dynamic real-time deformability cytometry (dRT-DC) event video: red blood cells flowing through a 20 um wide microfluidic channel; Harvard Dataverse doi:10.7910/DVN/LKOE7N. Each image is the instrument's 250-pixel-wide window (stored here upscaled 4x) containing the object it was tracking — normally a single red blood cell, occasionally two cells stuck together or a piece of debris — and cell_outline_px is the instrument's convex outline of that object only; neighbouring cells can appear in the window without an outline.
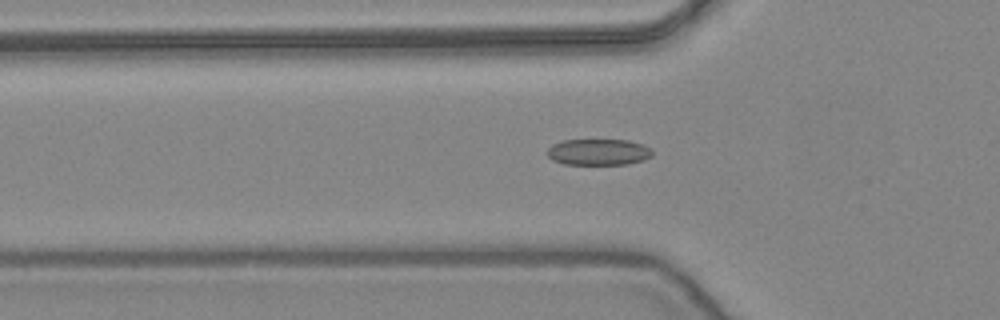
{"species": "common noctule bat (a hibernating species)", "species_latin": "Nyctalus noctula", "temperature_condition": "warm", "stored_images_in_passage": 16, "camera_frame_rate_fps": 3000, "um_per_image_px": 0.085, "animal": {"sex": "female", "body_mass_g": 24.6, "forearm_length_mm": 56.2}, "frame": {"image": 1, "passage_image": 2, "time_ms": 0.333, "image_size_px": [1000, 320], "cell_outline_px": [[652, 156], [644, 160], [628, 164], [564, 164], [552, 160], [548, 156], [548, 148], [552, 144], [564, 140], [628, 140], [652, 148]], "centroid_in_image_um": [50.88, 12.92], "position_along_channel_um": 74.9, "area_um2": 16.07}}
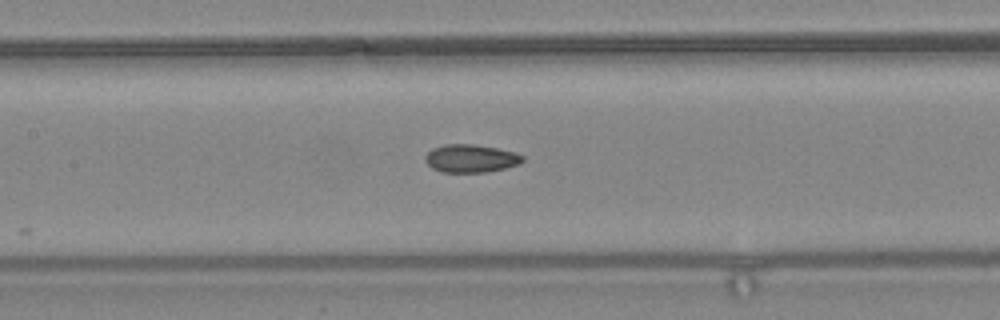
{"frame": {"image": 2, "passage_image": 9, "time_ms": 2.667, "image_size_px": [1000, 320], "cell_outline_px": [[524, 160], [520, 164], [504, 168], [484, 172], [440, 172], [432, 168], [424, 160], [424, 156], [432, 148], [444, 144], [472, 144], [496, 148], [516, 152], [524, 156]], "centroid_in_image_um": [40.0, 13.46], "position_along_channel_um": 167.4, "area_um2": 15.95}}
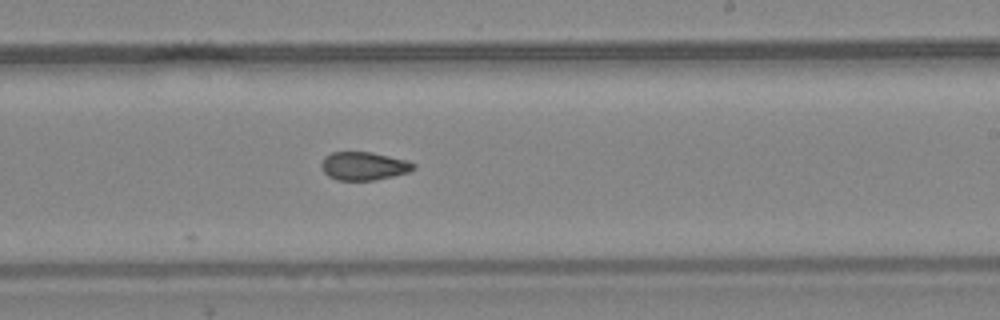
{"frame": {"image": 3, "passage_image": 16, "time_ms": 5.0, "image_size_px": [1000, 320], "cell_outline_px": [[416, 168], [408, 172], [376, 180], [336, 180], [328, 176], [320, 168], [320, 164], [324, 156], [332, 152], [372, 152], [408, 160], [416, 164]], "centroid_in_image_um": [30.91, 14.1], "position_along_channel_um": 258.1, "area_um2": 15.37}}